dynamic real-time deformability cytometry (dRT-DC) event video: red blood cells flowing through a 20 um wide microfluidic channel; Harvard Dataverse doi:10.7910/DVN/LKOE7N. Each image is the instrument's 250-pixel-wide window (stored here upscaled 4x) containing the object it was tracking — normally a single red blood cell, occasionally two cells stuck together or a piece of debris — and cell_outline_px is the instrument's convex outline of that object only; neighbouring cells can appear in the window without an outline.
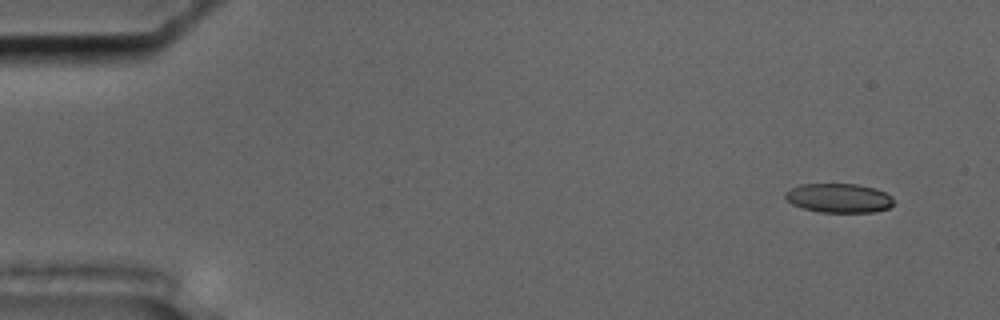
{"species": "common noctule bat (a hibernating species)", "species_latin": "Nyctalus noctula", "temperature_condition": "cold", "stored_images_in_passage": 56, "camera_frame_rate_fps": 3000, "um_per_image_px": 0.085, "animal": {"sex": "male", "body_mass_g": 17.5, "forearm_length_mm": 52.3}, "frame": {"image": 1, "passage_image": 4, "time_ms": 1.0, "image_size_px": [1000, 320], "cell_outline_px": [[892, 204], [888, 208], [872, 212], [820, 212], [804, 208], [792, 204], [784, 196], [784, 192], [800, 184], [856, 184], [876, 188], [892, 196]], "centroid_in_image_um": [71.29, 16.83], "position_along_channel_um": 13.7, "area_um2": 18.32}}
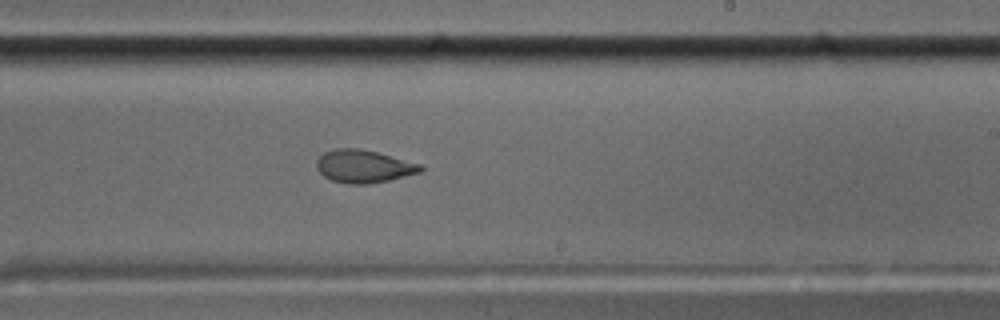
{"frame": {"image": 2, "passage_image": 34, "time_ms": 11.0, "image_size_px": [1000, 320], "cell_outline_px": [[424, 168], [420, 172], [388, 180], [368, 184], [348, 184], [332, 180], [324, 176], [316, 168], [316, 160], [324, 152], [336, 148], [360, 148], [376, 152], [420, 164]], "centroid_in_image_um": [30.87, 14.13], "position_along_channel_um": 258.1, "area_um2": 19.71}}
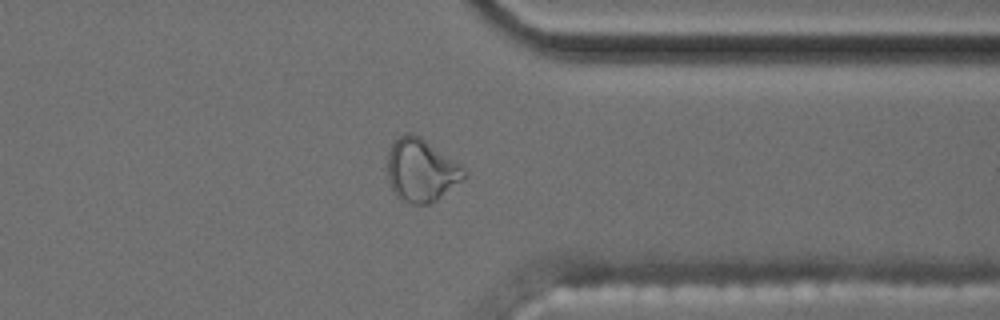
{"frame": {"image": 3, "passage_image": 44, "time_ms": 14.333, "image_size_px": [1000, 320], "cell_outline_px": [[464, 180], [436, 200], [428, 204], [412, 204], [400, 200], [396, 196], [388, 180], [388, 152], [392, 144], [404, 132], [408, 132], [420, 136], [460, 164], [464, 168]], "centroid_in_image_um": [35.79, 14.48], "position_along_channel_um": 375.6, "area_um2": 27.98}, "authors_computed_cell_mechanics": {"area_um2": 19.7098, "velocity_mm_per_s": 3.6143, "shape_relaxation_time_tau1_ms": null, "shape_relaxation_time_tau2_ms": 1.2753, "deformation_change_tau1": null, "deformation_change_tau2": 0.0659}}